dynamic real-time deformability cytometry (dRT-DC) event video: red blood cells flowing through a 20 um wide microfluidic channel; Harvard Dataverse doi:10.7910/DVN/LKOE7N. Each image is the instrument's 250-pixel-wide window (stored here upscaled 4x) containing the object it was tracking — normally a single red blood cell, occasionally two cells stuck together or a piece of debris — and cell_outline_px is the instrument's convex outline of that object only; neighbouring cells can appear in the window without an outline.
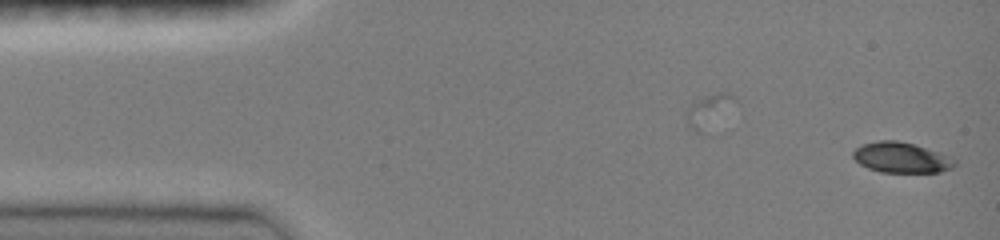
{"species": "common noctule bat (a hibernating species)", "species_latin": "Nyctalus noctula", "temperature_condition": "room temperature", "stored_images_in_passage": 47, "camera_frame_rate_fps": 3000, "um_per_image_px": 0.085, "animal": {"sex": "female", "body_mass_g": 19.0, "forearm_length_mm": 51.5}, "frame": {"image": 1, "passage_image": 1, "time_ms": 0.0, "image_size_px": [1000, 240], "cell_outline_px": [[956, 164], [952, 168], [940, 172], [880, 172], [868, 168], [860, 164], [852, 156], [852, 152], [856, 148], [864, 144], [876, 140], [896, 140], [912, 144], [952, 156], [956, 160]], "centroid_in_image_um": [76.62, 13.4], "position_along_channel_um": 8.4, "area_um2": 18.03}}
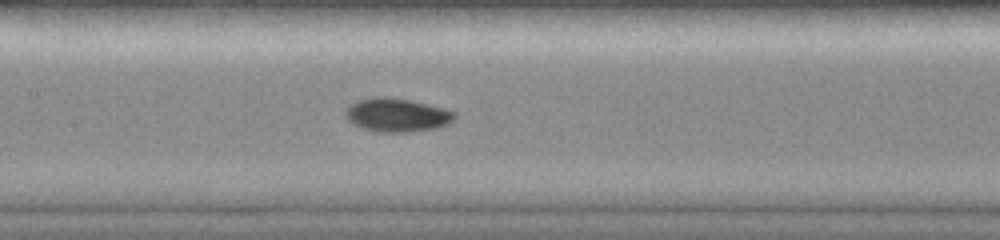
{"frame": {"image": 2, "passage_image": 28, "time_ms": 7.0, "image_size_px": [1000, 240], "cell_outline_px": [[456, 116], [448, 124], [436, 128], [412, 132], [380, 132], [364, 128], [352, 124], [344, 116], [344, 112], [348, 104], [356, 100], [376, 96], [388, 96], [408, 100], [444, 108], [456, 112]], "centroid_in_image_um": [33.69, 9.77], "position_along_channel_um": 173.7, "area_um2": 21.56}}
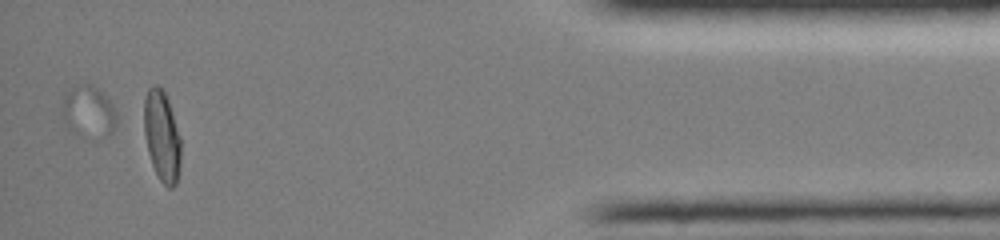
{"frame": {"image": 3, "passage_image": 46, "time_ms": 14.333, "image_size_px": [1000, 240], "cell_outline_px": [[180, 164], [176, 184], [172, 188], [168, 188], [160, 180], [152, 164], [148, 152], [144, 132], [144, 100], [148, 88], [152, 84], [156, 84], [164, 92], [168, 100], [180, 136]], "centroid_in_image_um": [13.75, 11.56], "position_along_channel_um": 421.4, "area_um2": 19.36}, "authors_computed_cell_mechanics": {"area_um2": 19.8254, "velocity_mm_per_s": 4.0151, "shape_relaxation_time_tau1_ms": 5.2901, "shape_relaxation_time_tau2_ms": 3.6519, "deformation_change_tau1": 0.188, "deformation_change_tau2": 0.0365}}